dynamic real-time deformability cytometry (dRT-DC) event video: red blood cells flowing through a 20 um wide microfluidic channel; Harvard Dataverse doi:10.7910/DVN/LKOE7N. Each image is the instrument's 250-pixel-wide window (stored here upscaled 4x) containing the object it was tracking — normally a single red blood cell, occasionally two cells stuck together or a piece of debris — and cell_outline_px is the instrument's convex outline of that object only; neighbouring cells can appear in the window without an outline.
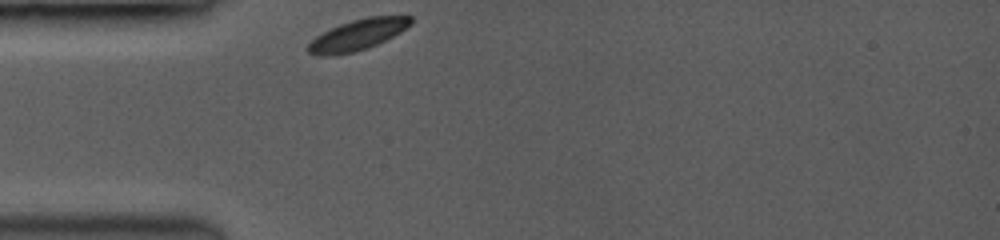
{"species": "common noctule bat (a hibernating species)", "species_latin": "Nyctalus noctula", "temperature_condition": "room temperature", "stored_images_in_passage": 29, "camera_frame_rate_fps": 3500, "um_per_image_px": 0.085, "animal": {"sex": "female", "body_mass_g": 19.0, "forearm_length_mm": 53.3}, "frame": {"image": 1, "passage_image": 1, "time_ms": 0.0, "image_size_px": [1000, 240], "cell_outline_px": [[412, 24], [400, 32], [368, 48], [352, 52], [332, 56], [316, 56], [308, 52], [308, 44], [316, 36], [340, 24], [352, 20], [368, 16], [412, 16]], "centroid_in_image_um": [30.39, 2.96], "position_along_channel_um": 54.6, "area_um2": 18.26}}
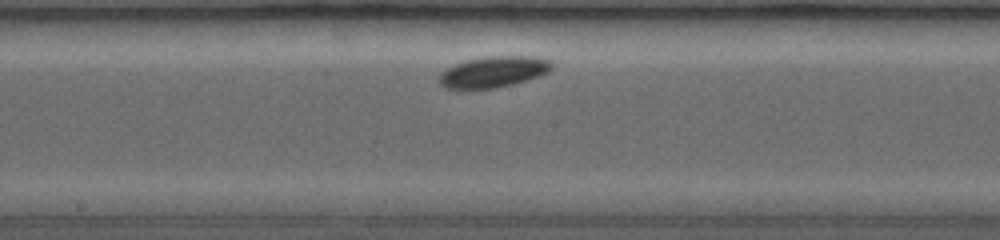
{"frame": {"image": 2, "passage_image": 12, "time_ms": 4.286, "image_size_px": [1000, 240], "cell_outline_px": [[552, 68], [548, 72], [528, 80], [496, 88], [448, 88], [440, 84], [440, 72], [444, 68], [468, 60], [484, 56], [532, 56], [552, 60]], "centroid_in_image_um": [41.97, 6.09], "position_along_channel_um": 206.2, "area_um2": 20.29}}
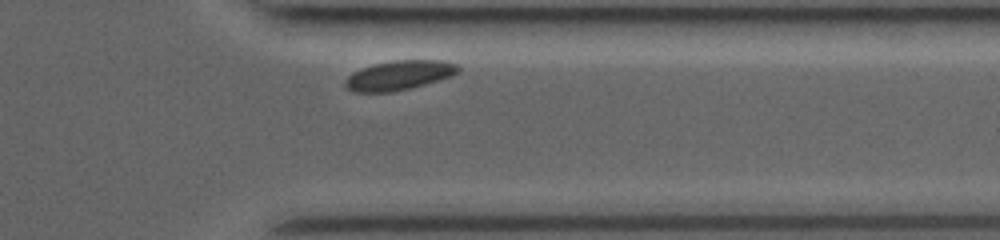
{"frame": {"image": 3, "passage_image": 26, "time_ms": 8.857, "image_size_px": [1000, 240], "cell_outline_px": [[460, 68], [452, 76], [424, 84], [408, 88], [388, 92], [352, 92], [344, 84], [344, 80], [352, 72], [376, 64], [396, 60], [440, 60], [456, 64]], "centroid_in_image_um": [33.9, 6.4], "position_along_channel_um": 377.5, "area_um2": 19.02}, "authors_computed_cell_mechanics": {"area_um2": 19.2474, "velocity_mm_per_s": 3.7113, "shape_relaxation_time_tau1_ms": 0.4324, "shape_relaxation_time_tau2_ms": null, "deformation_change_tau1": 0.04, "deformation_change_tau2": null}}